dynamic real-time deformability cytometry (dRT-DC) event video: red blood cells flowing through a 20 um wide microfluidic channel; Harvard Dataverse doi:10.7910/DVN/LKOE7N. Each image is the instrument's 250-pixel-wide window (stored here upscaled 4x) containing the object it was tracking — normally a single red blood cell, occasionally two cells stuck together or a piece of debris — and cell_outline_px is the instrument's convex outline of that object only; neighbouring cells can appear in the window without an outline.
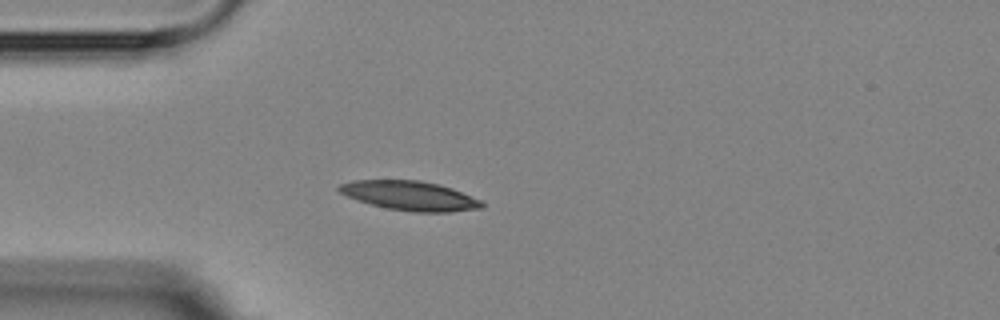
{"species": "Egyptian fruit bat (a non-hibernating species)", "species_latin": "Rousettus aegyptiacus", "temperature_condition": "room temperature", "stored_images_in_passage": 4, "camera_frame_rate_fps": 3000, "um_per_image_px": 0.085, "animal": {"sex": "female"}, "frame": {"image": 1, "passage_image": 4, "time_ms": 3.333, "image_size_px": [1000, 320], "cell_outline_px": [[484, 208], [448, 212], [412, 212], [388, 208], [356, 200], [340, 192], [336, 188], [340, 184], [352, 180], [420, 180], [440, 184], [452, 188], [480, 200], [484, 204]], "centroid_in_image_um": [34.84, 16.63], "position_along_channel_um": 50.2, "area_um2": 24.39}}